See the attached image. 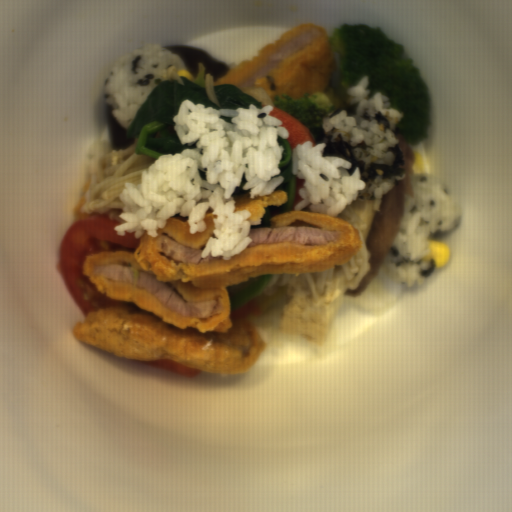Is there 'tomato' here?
Returning a JSON list of instances; mask_svg holds the SVG:
<instances>
[{
	"label": "tomato",
	"mask_w": 512,
	"mask_h": 512,
	"mask_svg": "<svg viewBox=\"0 0 512 512\" xmlns=\"http://www.w3.org/2000/svg\"><path fill=\"white\" fill-rule=\"evenodd\" d=\"M117 224H122L110 218L109 215L82 217L72 223L66 230L59 254L61 276L66 288L86 319L90 312L109 305H124L131 310L142 311L134 303H124L111 300L97 291L95 285L89 282V277L82 274V266L86 257L101 250H130L135 251L141 236L125 232L118 235L114 230Z\"/></svg>",
	"instance_id": "tomato-1"
},
{
	"label": "tomato",
	"mask_w": 512,
	"mask_h": 512,
	"mask_svg": "<svg viewBox=\"0 0 512 512\" xmlns=\"http://www.w3.org/2000/svg\"><path fill=\"white\" fill-rule=\"evenodd\" d=\"M132 360V359H131ZM133 362L143 364L152 368L164 369L180 377H195L204 370L193 368L171 359H162L157 361H137Z\"/></svg>",
	"instance_id": "tomato-2"
},
{
	"label": "tomato",
	"mask_w": 512,
	"mask_h": 512,
	"mask_svg": "<svg viewBox=\"0 0 512 512\" xmlns=\"http://www.w3.org/2000/svg\"><path fill=\"white\" fill-rule=\"evenodd\" d=\"M231 316H234L236 318H241L245 320H250L253 318H257L259 316H262L260 309L257 305V303L249 302L243 307H240L238 309H235L233 311H230Z\"/></svg>",
	"instance_id": "tomato-3"
}]
</instances>
